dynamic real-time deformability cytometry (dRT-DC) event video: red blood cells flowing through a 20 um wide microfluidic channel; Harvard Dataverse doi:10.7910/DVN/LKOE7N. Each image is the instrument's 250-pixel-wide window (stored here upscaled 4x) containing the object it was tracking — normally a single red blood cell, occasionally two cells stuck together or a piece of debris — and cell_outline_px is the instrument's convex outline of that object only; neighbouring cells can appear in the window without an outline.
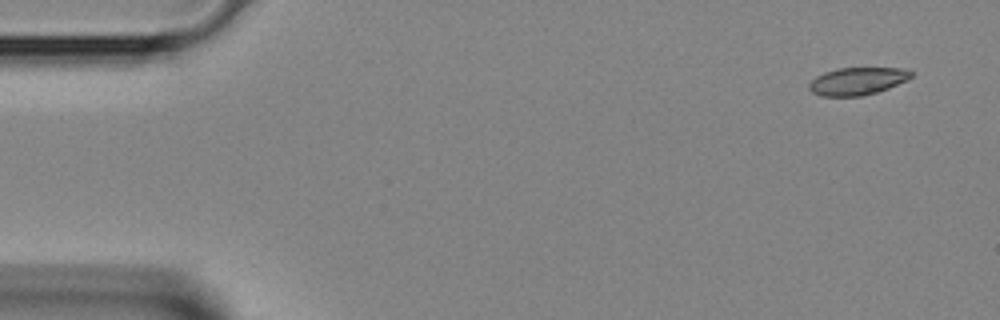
{"species": "Egyptian fruit bat (a non-hibernating species)", "species_latin": "Rousettus aegyptiacus", "temperature_condition": "room temperature", "stored_images_in_passage": 5, "camera_frame_rate_fps": 3000, "um_per_image_px": 0.085, "animal": {"sex": "female"}, "frame": {"image": 1, "passage_image": 1, "time_ms": 0.0, "image_size_px": [1000, 320], "cell_outline_px": [[912, 76], [908, 80], [888, 88], [876, 92], [860, 96], [820, 96], [812, 92], [808, 88], [808, 84], [816, 76], [824, 72], [836, 68], [904, 68], [912, 72]], "centroid_in_image_um": [72.86, 6.89], "position_along_channel_um": 12.1, "area_um2": 16.42}}
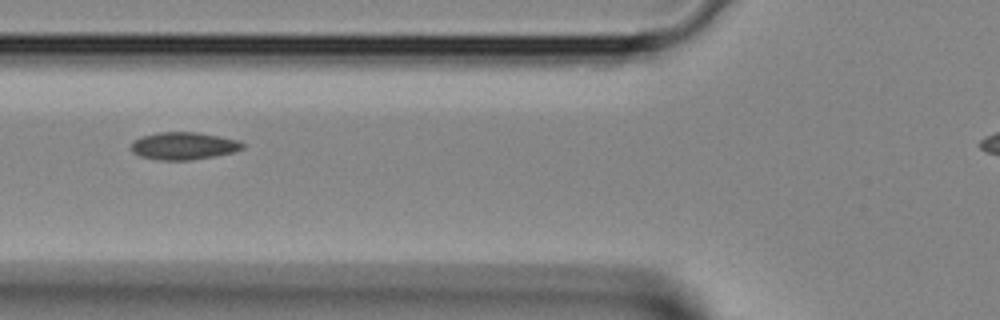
{"frame": {"image": 2, "passage_image": 5, "time_ms": 1.333, "image_size_px": [1000, 320], "cell_outline_px": [[244, 148], [232, 152], [212, 156], [188, 160], [156, 160], [140, 156], [132, 152], [132, 144], [140, 136], [160, 132], [196, 132], [240, 140], [244, 144]], "centroid_in_image_um": [15.6, 12.39], "position_along_channel_um": 110.2, "area_um2": 17.69}}